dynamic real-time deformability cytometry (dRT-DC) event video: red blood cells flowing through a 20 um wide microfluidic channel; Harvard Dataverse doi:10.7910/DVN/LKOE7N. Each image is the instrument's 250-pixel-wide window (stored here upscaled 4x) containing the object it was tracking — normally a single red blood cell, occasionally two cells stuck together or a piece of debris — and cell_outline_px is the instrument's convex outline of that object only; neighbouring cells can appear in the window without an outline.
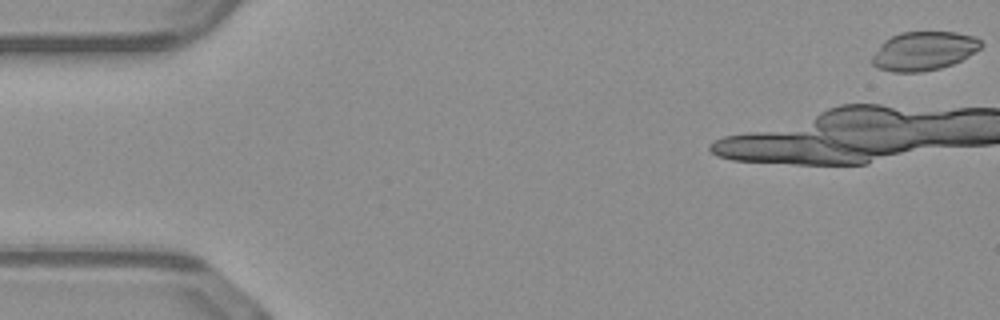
{"species": "common noctule bat (a hibernating species)", "species_latin": "Nyctalus noctula", "temperature_condition": "warm", "stored_images_in_passage": 9, "camera_frame_rate_fps": 3000, "um_per_image_px": 0.085, "animal": {"sex": "male", "body_mass_g": 23.1, "forearm_length_mm": 52.7}, "frame": {"image": 1, "passage_image": 1, "time_ms": 0.0, "image_size_px": [1000, 320], "cell_outline_px": [[984, 44], [980, 48], [968, 56], [952, 64], [940, 68], [920, 72], [892, 72], [876, 68], [872, 64], [872, 56], [880, 44], [884, 40], [900, 32], [956, 32], [972, 36], [980, 40]], "centroid_in_image_um": [78.49, 4.33], "position_along_channel_um": 6.5, "area_um2": 24.62}}